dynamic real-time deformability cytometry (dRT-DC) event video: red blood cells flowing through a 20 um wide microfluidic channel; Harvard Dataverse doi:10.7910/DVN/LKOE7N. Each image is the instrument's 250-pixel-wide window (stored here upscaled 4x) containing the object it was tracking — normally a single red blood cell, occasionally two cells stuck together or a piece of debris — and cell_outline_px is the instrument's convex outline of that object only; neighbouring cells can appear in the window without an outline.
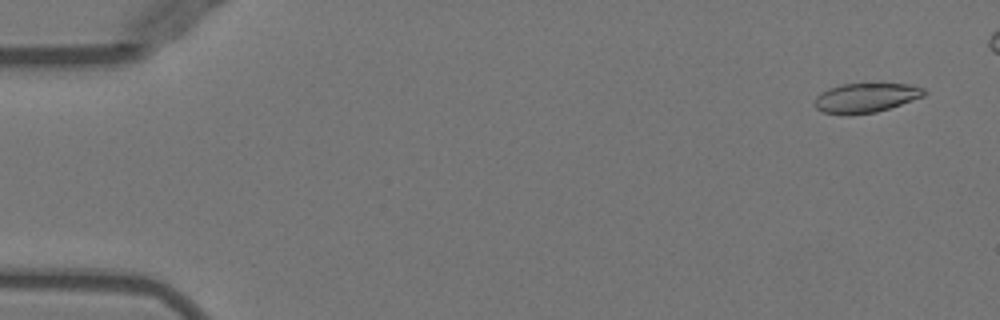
{"species": "Egyptian fruit bat (a non-hibernating species)", "species_latin": "Rousettus aegyptiacus", "temperature_condition": "warm", "stored_images_in_passage": 47, "camera_frame_rate_fps": 3000, "um_per_image_px": 0.085, "animal": {"sex": "female"}, "frame": {"image": 1, "passage_image": 3, "time_ms": 0.667, "image_size_px": [1000, 320], "cell_outline_px": [[928, 92], [924, 96], [876, 112], [848, 116], [824, 112], [816, 108], [812, 104], [816, 96], [820, 92], [828, 88], [840, 84], [876, 80], [908, 84], [924, 88]], "centroid_in_image_um": [73.58, 8.26], "position_along_channel_um": 11.4, "area_um2": 19.94}}
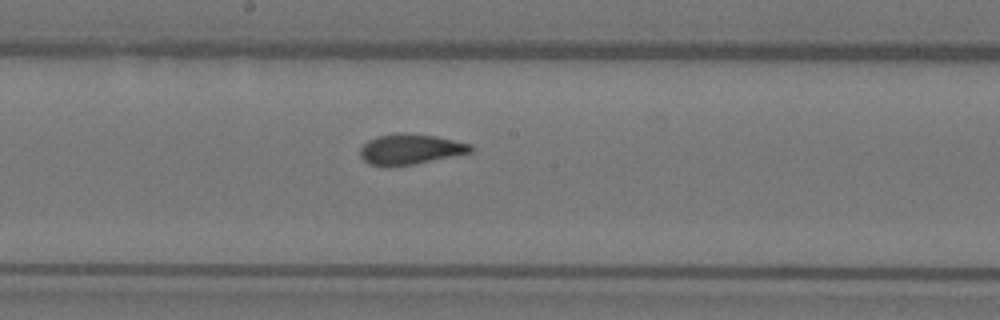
{"frame": {"image": 2, "passage_image": 28, "time_ms": 9.0, "image_size_px": [1000, 320], "cell_outline_px": [[472, 152], [412, 164], [388, 168], [368, 164], [360, 156], [360, 148], [368, 140], [376, 136], [396, 132], [408, 132], [436, 136], [472, 144]], "centroid_in_image_um": [34.82, 12.68], "position_along_channel_um": 213.4, "area_um2": 19.88}}
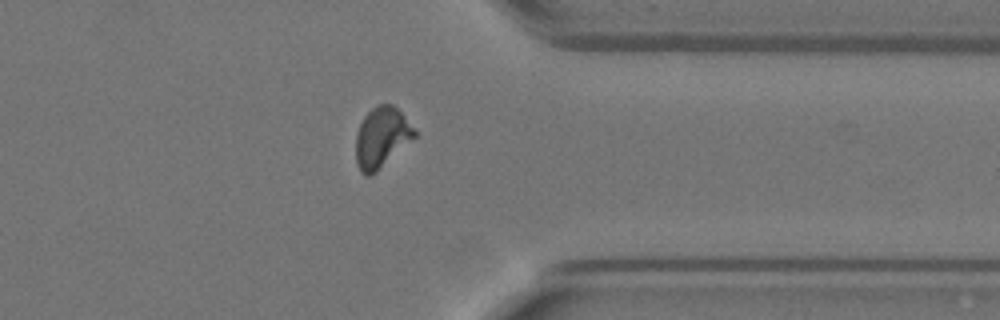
{"frame": {"image": 3, "passage_image": 41, "time_ms": 13.333, "image_size_px": [1000, 320], "cell_outline_px": [[416, 136], [376, 172], [368, 176], [364, 176], [360, 172], [356, 164], [356, 132], [364, 116], [372, 108], [380, 104], [392, 104], [404, 116], [416, 132]], "centroid_in_image_um": [32.4, 11.7], "position_along_channel_um": 379.0, "area_um2": 20.46}}